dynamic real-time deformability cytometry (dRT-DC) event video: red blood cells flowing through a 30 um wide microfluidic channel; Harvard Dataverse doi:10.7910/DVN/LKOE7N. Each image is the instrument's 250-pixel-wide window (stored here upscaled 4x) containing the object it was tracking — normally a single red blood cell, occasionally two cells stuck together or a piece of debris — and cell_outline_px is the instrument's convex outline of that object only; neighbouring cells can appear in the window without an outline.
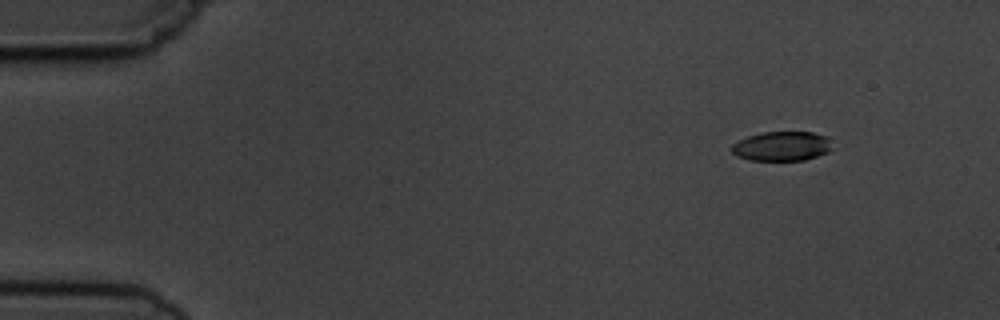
{"species": "common noctule bat (a hibernating species)", "species_latin": "Nyctalus noctula", "temperature_condition": "cold", "stored_images_in_passage": 5, "camera_frame_rate_fps": 3000, "um_per_image_px": 0.085, "animal": {"sex": "male", "body_mass_g": 19.5, "forearm_length_mm": 54.6}, "frame": {"image": 1, "passage_image": 2, "time_ms": 1.333, "image_size_px": [1000, 320], "cell_outline_px": [[832, 148], [828, 152], [804, 160], [752, 160], [736, 156], [732, 152], [732, 144], [748, 136], [764, 132], [812, 132], [828, 136]], "centroid_in_image_um": [66.47, 12.42], "position_along_channel_um": 18.5, "area_um2": 17.17}}
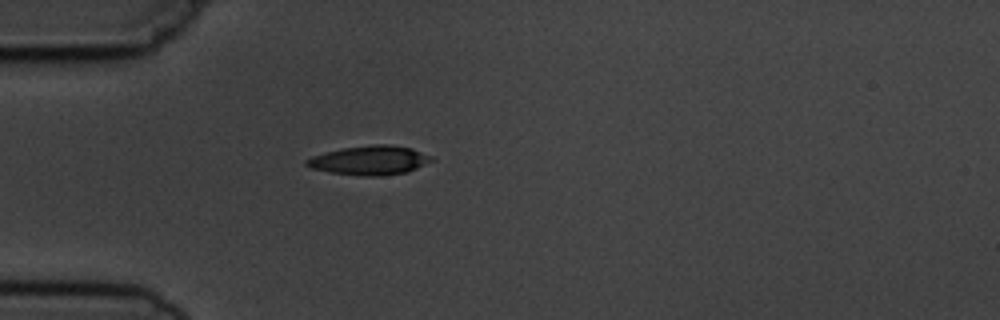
{"frame": {"image": 2, "passage_image": 5, "time_ms": 4.667, "image_size_px": [1000, 320], "cell_outline_px": [[436, 160], [408, 172], [380, 176], [364, 176], [328, 172], [312, 168], [304, 164], [304, 160], [312, 156], [324, 152], [344, 148], [372, 144], [388, 144], [412, 148], [432, 156]], "centroid_in_image_um": [31.45, 13.62], "position_along_channel_um": 53.6, "area_um2": 21.44}}